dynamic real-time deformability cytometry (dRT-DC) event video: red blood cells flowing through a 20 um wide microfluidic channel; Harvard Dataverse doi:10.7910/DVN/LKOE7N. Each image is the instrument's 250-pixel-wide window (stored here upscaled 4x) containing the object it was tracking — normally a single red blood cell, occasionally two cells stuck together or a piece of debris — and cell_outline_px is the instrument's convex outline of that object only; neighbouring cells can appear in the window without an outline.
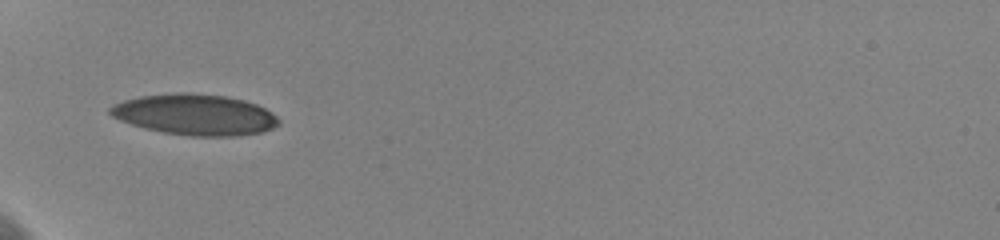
{"species": "human", "species_latin": "Homo sapiens", "temperature_condition": "cold", "stored_images_in_passage": 11, "camera_frame_rate_fps": 3000, "um_per_image_px": 0.085, "donor": {"sex": "female"}, "frame": {"image": 1, "passage_image": 1, "time_ms": 0.0, "image_size_px": [1000, 240], "cell_outline_px": [[280, 124], [272, 128], [260, 132], [240, 136], [192, 136], [164, 132], [144, 128], [120, 120], [112, 116], [108, 112], [108, 108], [112, 104], [124, 100], [140, 96], [180, 92], [184, 92], [224, 96], [244, 100], [256, 104], [272, 112], [280, 120]], "centroid_in_image_um": [16.57, 9.74], "position_along_channel_um": 68.4, "area_um2": 40.17}}